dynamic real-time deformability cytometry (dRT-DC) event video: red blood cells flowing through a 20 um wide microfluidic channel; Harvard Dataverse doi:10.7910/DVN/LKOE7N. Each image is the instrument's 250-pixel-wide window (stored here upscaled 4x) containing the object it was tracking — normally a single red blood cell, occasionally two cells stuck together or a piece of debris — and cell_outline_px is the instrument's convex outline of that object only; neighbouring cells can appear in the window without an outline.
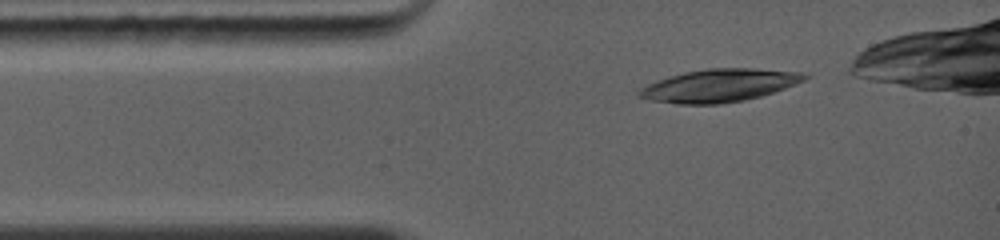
{"species": "common noctule bat (a hibernating species)", "species_latin": "Nyctalus noctula", "temperature_condition": "warm", "stored_images_in_passage": 1, "camera_frame_rate_fps": 5000, "um_per_image_px": 0.085, "animal": {"sex": "female", "body_mass_g": 19.0, "forearm_length_mm": 56.7}, "frame": {"image": 1, "passage_image": 1, "time_ms": 0.0, "image_size_px": [1000, 240], "cell_outline_px": [[808, 76], [804, 80], [796, 84], [760, 96], [744, 100], [720, 104], [680, 104], [652, 100], [636, 96], [636, 92], [640, 88], [656, 80], [668, 76], [684, 72], [708, 68], [752, 68], [804, 72]], "centroid_in_image_um": [61.1, 7.26], "position_along_channel_um": 23.9, "area_um2": 31.62}}